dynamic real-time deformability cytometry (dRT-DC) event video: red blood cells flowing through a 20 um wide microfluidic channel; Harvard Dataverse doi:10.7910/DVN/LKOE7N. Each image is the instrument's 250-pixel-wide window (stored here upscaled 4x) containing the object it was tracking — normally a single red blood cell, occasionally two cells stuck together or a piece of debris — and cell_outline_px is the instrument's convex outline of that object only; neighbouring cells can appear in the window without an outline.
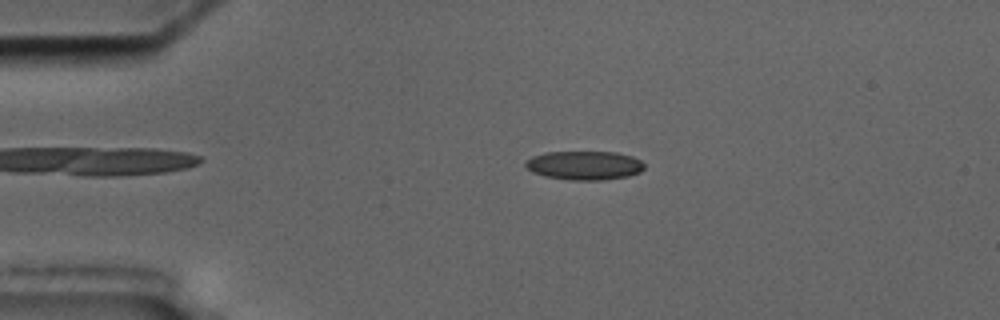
{"species": "common noctule bat (a hibernating species)", "species_latin": "Nyctalus noctula", "temperature_condition": "cold", "stored_images_in_passage": 47, "camera_frame_rate_fps": 3000, "um_per_image_px": 0.085, "animal": {"sex": "male", "body_mass_g": 17.5, "forearm_length_mm": 52.3}, "frame": {"image": 1, "passage_image": 3, "time_ms": 0.667, "image_size_px": [1000, 320], "cell_outline_px": [[644, 168], [640, 172], [628, 176], [604, 180], [568, 180], [544, 176], [532, 172], [524, 168], [524, 160], [532, 156], [544, 152], [616, 152], [632, 156], [640, 160], [644, 164]], "centroid_in_image_um": [49.62, 14.06], "position_along_channel_um": 35.4, "area_um2": 20.29}}
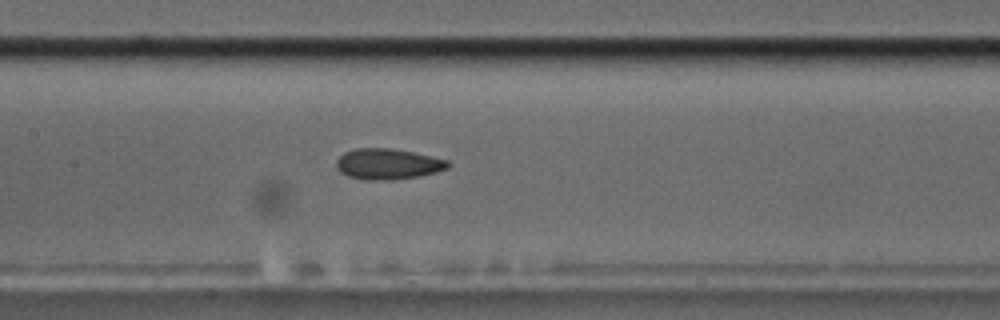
{"frame": {"image": 2, "passage_image": 18, "time_ms": 5.667, "image_size_px": [1000, 320], "cell_outline_px": [[452, 164], [448, 168], [436, 172], [420, 176], [388, 180], [364, 180], [348, 176], [340, 172], [336, 168], [336, 160], [344, 152], [356, 148], [392, 148], [412, 152], [448, 160]], "centroid_in_image_um": [32.95, 13.94], "position_along_channel_um": 174.4, "area_um2": 20.11}}
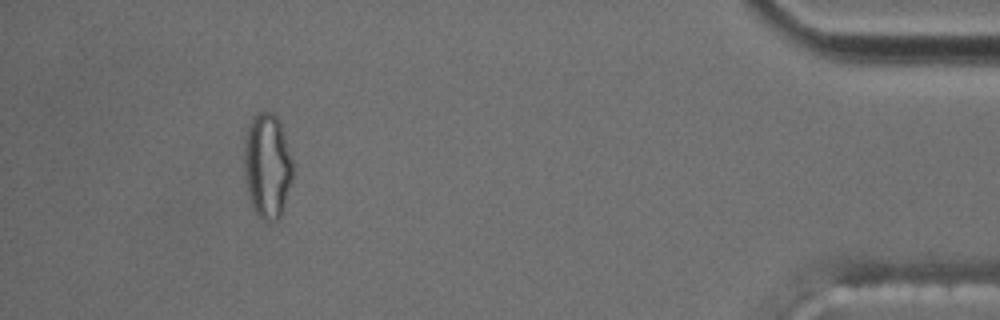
{"frame": {"image": 3, "passage_image": 43, "time_ms": 14.0, "image_size_px": [1000, 320], "cell_outline_px": [[292, 180], [280, 216], [276, 220], [264, 220], [256, 212], [252, 204], [248, 192], [244, 172], [244, 140], [248, 124], [252, 116], [256, 112], [272, 112], [280, 120], [292, 160]], "centroid_in_image_um": [22.7, 14.02], "position_along_channel_um": 412.5, "area_um2": 29.65}, "authors_computed_cell_mechanics": {"area_um2": 20.1722, "velocity_mm_per_s": 3.5645, "shape_relaxation_time_tau1_ms": null, "shape_relaxation_time_tau2_ms": 4.1038, "deformation_change_tau1": null, "deformation_change_tau2": 0.1036}}